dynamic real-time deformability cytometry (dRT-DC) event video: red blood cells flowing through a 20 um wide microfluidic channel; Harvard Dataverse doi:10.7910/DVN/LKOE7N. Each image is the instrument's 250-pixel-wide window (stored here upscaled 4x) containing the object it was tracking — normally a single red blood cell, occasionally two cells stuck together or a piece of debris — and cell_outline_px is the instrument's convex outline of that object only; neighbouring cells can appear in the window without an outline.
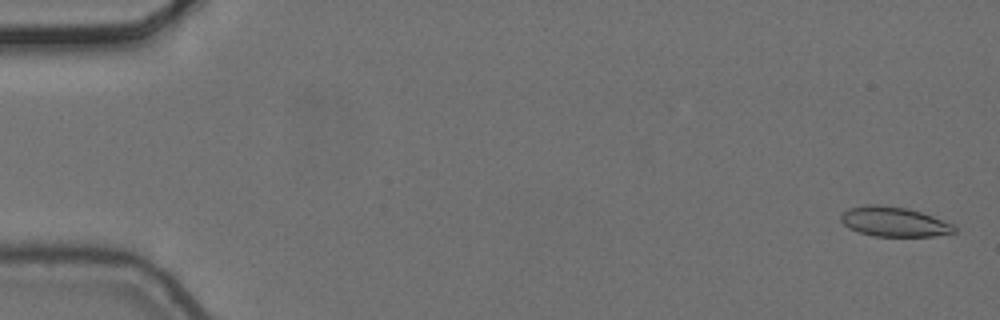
{"species": "common noctule bat (a hibernating species)", "species_latin": "Nyctalus noctula", "temperature_condition": "cold", "stored_images_in_passage": 5, "camera_frame_rate_fps": 3000, "um_per_image_px": 0.085, "animal": {"sex": "female", "body_mass_g": 24.6, "forearm_length_mm": 56.2}, "frame": {"image": 1, "passage_image": 1, "time_ms": 0.0, "image_size_px": [1000, 320], "cell_outline_px": [[956, 232], [932, 236], [872, 236], [848, 228], [840, 220], [840, 216], [848, 208], [868, 204], [880, 204], [908, 208], [932, 216], [952, 224], [956, 228]], "centroid_in_image_um": [75.96, 18.84], "position_along_channel_um": 9.0, "area_um2": 19.59}}
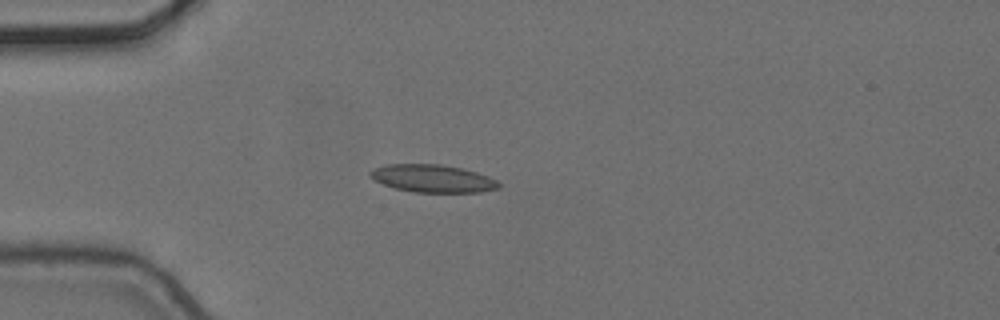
{"frame": {"image": 2, "passage_image": 5, "time_ms": 1.333, "image_size_px": [1000, 320], "cell_outline_px": [[500, 188], [480, 192], [412, 192], [396, 188], [384, 184], [368, 176], [368, 172], [384, 164], [440, 164], [460, 168], [476, 172], [488, 176], [496, 180], [500, 184]], "centroid_in_image_um": [36.77, 15.17], "position_along_channel_um": 48.2, "area_um2": 20.63}}